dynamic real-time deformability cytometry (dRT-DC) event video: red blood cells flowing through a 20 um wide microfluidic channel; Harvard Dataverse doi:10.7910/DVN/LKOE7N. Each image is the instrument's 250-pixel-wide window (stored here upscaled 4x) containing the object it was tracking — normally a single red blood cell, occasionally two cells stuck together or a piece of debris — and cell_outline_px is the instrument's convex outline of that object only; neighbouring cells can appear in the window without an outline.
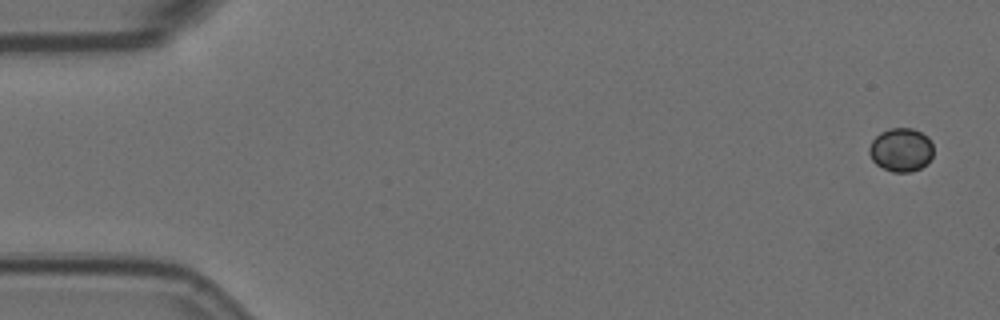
{"species": "Egyptian fruit bat (a non-hibernating species)", "species_latin": "Rousettus aegyptiacus", "temperature_condition": "room temperature", "stored_images_in_passage": 10, "camera_frame_rate_fps": 3000, "um_per_image_px": 0.085, "animal": {"sex": "female"}, "frame": {"image": 1, "passage_image": 1, "time_ms": 0.0, "image_size_px": [1000, 320], "cell_outline_px": [[932, 156], [920, 168], [912, 172], [892, 172], [876, 164], [872, 160], [868, 152], [868, 148], [872, 140], [880, 132], [888, 128], [912, 128], [928, 136], [932, 144]], "centroid_in_image_um": [76.56, 12.72], "position_along_channel_um": 8.4, "area_um2": 16.3}}
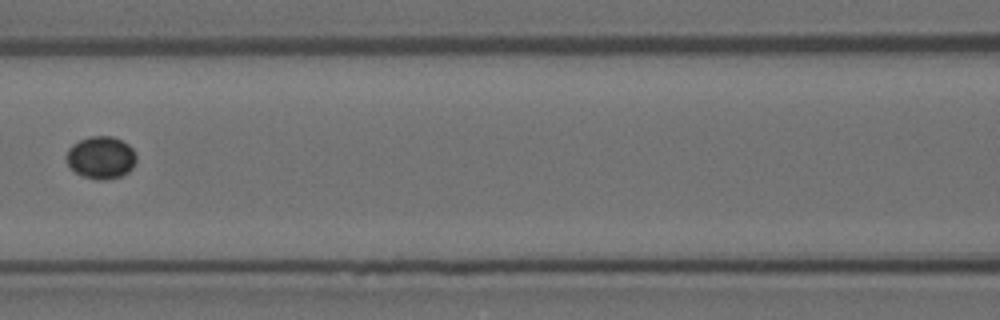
{"frame": {"image": 2, "passage_image": 7, "time_ms": 2.0, "image_size_px": [1000, 320], "cell_outline_px": [[136, 160], [132, 168], [128, 172], [120, 176], [104, 180], [96, 180], [84, 176], [76, 172], [68, 164], [68, 148], [72, 144], [80, 140], [92, 136], [112, 136], [128, 144], [136, 152]], "centroid_in_image_um": [8.61, 13.39], "position_along_channel_um": 158.0, "area_um2": 17.11}}
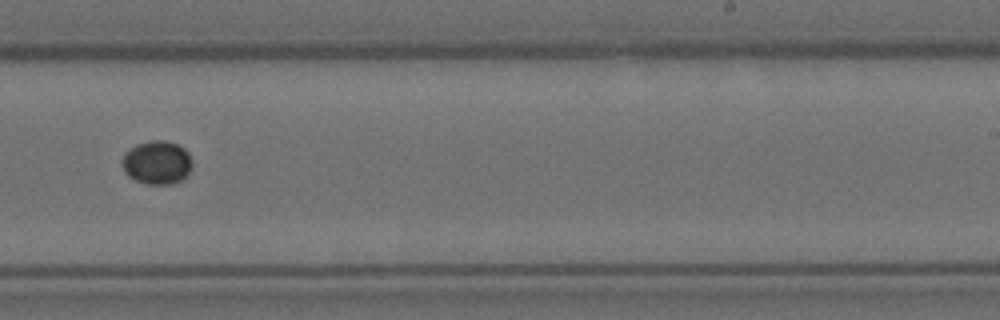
{"frame": {"image": 3, "passage_image": 10, "time_ms": 3.0, "image_size_px": [1000, 320], "cell_outline_px": [[192, 168], [180, 180], [172, 184], [148, 184], [136, 180], [128, 176], [124, 172], [120, 160], [124, 152], [136, 144], [152, 140], [164, 140], [176, 144], [184, 148], [188, 152], [192, 160]], "centroid_in_image_um": [13.31, 13.8], "position_along_channel_um": 275.7, "area_um2": 17.92}}